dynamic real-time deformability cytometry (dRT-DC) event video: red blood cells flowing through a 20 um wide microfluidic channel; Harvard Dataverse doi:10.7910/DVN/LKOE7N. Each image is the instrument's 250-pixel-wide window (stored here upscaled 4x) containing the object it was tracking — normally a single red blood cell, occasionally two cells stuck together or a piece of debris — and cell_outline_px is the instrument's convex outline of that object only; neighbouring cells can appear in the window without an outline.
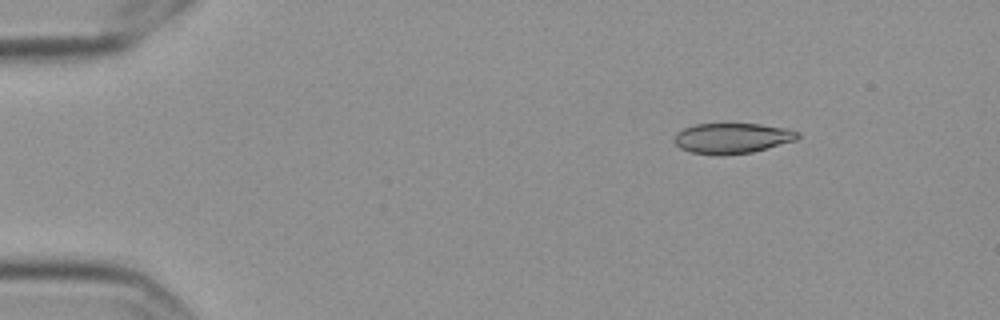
{"species": "Egyptian fruit bat (a non-hibernating species)", "species_latin": "Rousettus aegyptiacus", "temperature_condition": "cold", "stored_images_in_passage": 14, "camera_frame_rate_fps": 3000, "um_per_image_px": 0.085, "frame": {"image": 1, "passage_image": 4, "time_ms": 1.0, "image_size_px": [1000, 320], "cell_outline_px": [[800, 136], [796, 140], [752, 152], [724, 156], [720, 156], [688, 152], [680, 148], [672, 140], [684, 128], [696, 124], [760, 124], [788, 128], [800, 132]], "centroid_in_image_um": [62.25, 11.76], "position_along_channel_um": 22.8, "area_um2": 22.02}}